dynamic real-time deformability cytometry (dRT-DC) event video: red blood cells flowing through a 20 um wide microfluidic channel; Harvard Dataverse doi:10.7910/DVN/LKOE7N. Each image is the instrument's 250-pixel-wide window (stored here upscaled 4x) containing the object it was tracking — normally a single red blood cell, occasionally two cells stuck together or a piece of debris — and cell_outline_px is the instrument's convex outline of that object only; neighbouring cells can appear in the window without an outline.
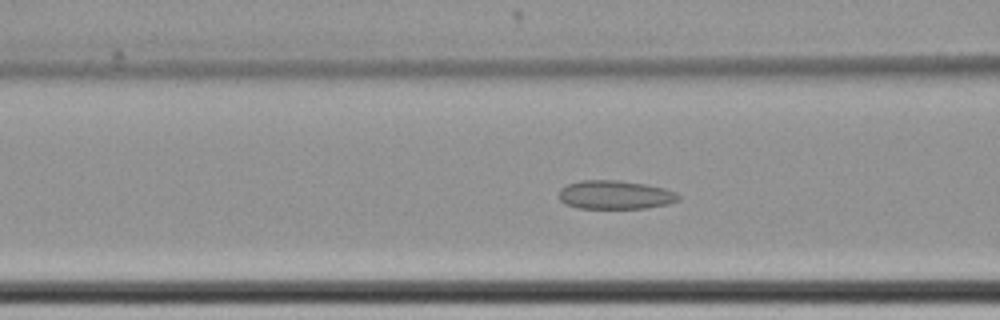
{"species": "common noctule bat (a hibernating species)", "species_latin": "Nyctalus noctula", "temperature_condition": "cold", "stored_images_in_passage": 45, "camera_frame_rate_fps": 3000, "um_per_image_px": 0.085, "animal": {"sex": "female", "body_mass_g": 22.7, "forearm_length_mm": 54.2}, "frame": {"image": 1, "passage_image": 16, "time_ms": 5.0, "image_size_px": [1000, 320], "cell_outline_px": [[680, 200], [668, 204], [644, 208], [576, 208], [564, 204], [560, 200], [560, 188], [568, 184], [580, 180], [620, 180], [644, 184], [664, 188], [676, 192], [680, 196]], "centroid_in_image_um": [52.28, 16.56], "position_along_channel_um": 114.3, "area_um2": 20.06}}
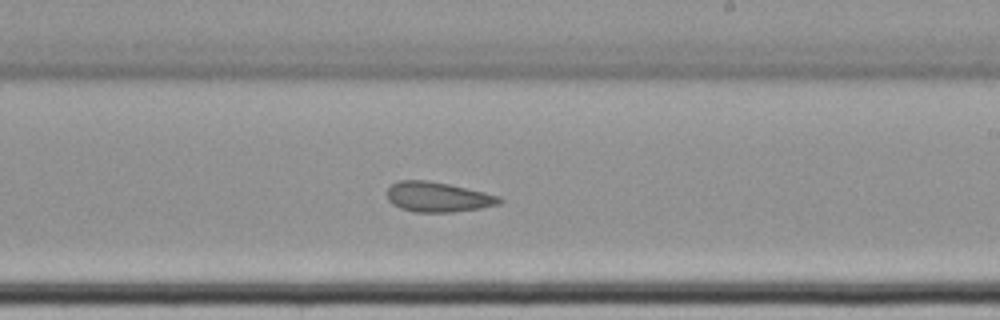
{"frame": {"image": 2, "passage_image": 28, "time_ms": 9.0, "image_size_px": [1000, 320], "cell_outline_px": [[504, 200], [500, 204], [480, 208], [452, 212], [416, 212], [400, 208], [392, 204], [388, 200], [388, 188], [392, 184], [400, 180], [428, 180], [448, 184], [484, 192], [500, 196]], "centroid_in_image_um": [37.23, 16.74], "position_along_channel_um": 251.8, "area_um2": 19.59}}
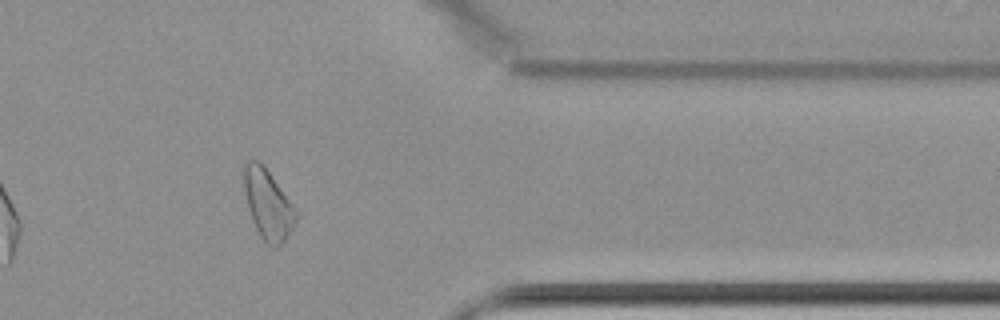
{"frame": {"image": 3, "passage_image": 41, "time_ms": 13.333, "image_size_px": [1000, 320], "cell_outline_px": [[300, 216], [284, 240], [276, 248], [272, 248], [260, 236], [252, 220], [248, 208], [244, 188], [244, 164], [248, 160], [256, 160], [268, 172], [300, 212]], "centroid_in_image_um": [22.81, 17.41], "position_along_channel_um": 388.6, "area_um2": 20.98}}